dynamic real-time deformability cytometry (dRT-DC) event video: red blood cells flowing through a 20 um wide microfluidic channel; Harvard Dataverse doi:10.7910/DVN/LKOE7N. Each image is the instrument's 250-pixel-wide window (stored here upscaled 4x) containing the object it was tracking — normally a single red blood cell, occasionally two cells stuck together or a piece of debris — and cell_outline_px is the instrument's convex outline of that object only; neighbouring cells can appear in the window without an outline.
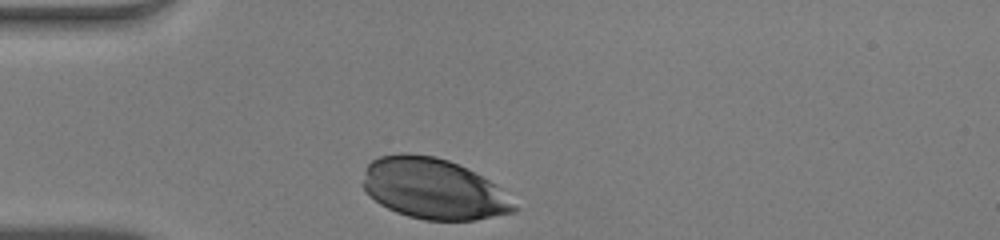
{"species": "human", "species_latin": "Homo sapiens", "temperature_condition": "warm", "stored_images_in_passage": 28, "camera_frame_rate_fps": 3000, "um_per_image_px": 0.085, "donor": {"sex": "male"}, "frame": {"image": 1, "passage_image": 1, "time_ms": 0.0, "image_size_px": [1000, 240], "cell_outline_px": [[520, 208], [516, 212], [476, 220], [424, 220], [408, 216], [396, 212], [380, 204], [360, 184], [364, 168], [372, 160], [380, 156], [404, 152], [408, 152], [436, 156], [448, 160], [496, 184]], "centroid_in_image_um": [36.83, 16.04], "position_along_channel_um": 48.2, "area_um2": 53.7}}
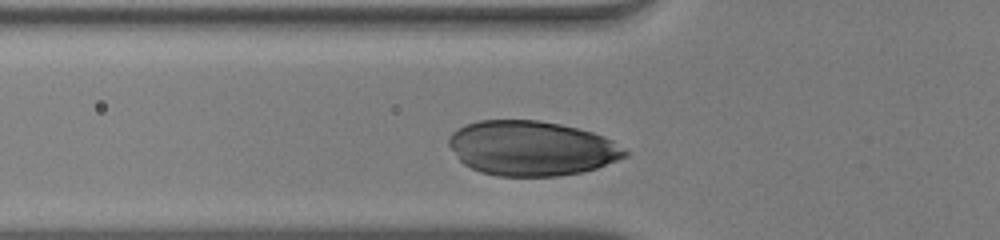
{"frame": {"image": 2, "passage_image": 5, "time_ms": 1.333, "image_size_px": [1000, 240], "cell_outline_px": [[628, 156], [596, 168], [584, 172], [560, 176], [496, 176], [480, 172], [464, 164], [460, 160], [448, 144], [448, 136], [452, 132], [464, 124], [480, 120], [540, 120], [560, 124], [592, 132], [604, 136], [612, 140], [628, 152]], "centroid_in_image_um": [45.17, 12.6], "position_along_channel_um": 80.6, "area_um2": 56.36}}
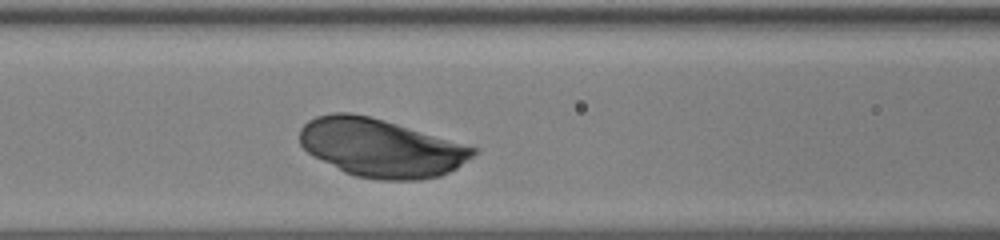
{"frame": {"image": 3, "passage_image": 9, "time_ms": 2.667, "image_size_px": [1000, 240], "cell_outline_px": [[476, 152], [472, 156], [456, 168], [440, 176], [420, 180], [380, 180], [356, 176], [344, 172], [308, 152], [300, 144], [300, 128], [308, 120], [316, 116], [332, 112], [348, 112], [368, 116], [384, 120], [476, 148]], "centroid_in_image_um": [32.33, 12.56], "position_along_channel_um": 134.3, "area_um2": 58.15}}